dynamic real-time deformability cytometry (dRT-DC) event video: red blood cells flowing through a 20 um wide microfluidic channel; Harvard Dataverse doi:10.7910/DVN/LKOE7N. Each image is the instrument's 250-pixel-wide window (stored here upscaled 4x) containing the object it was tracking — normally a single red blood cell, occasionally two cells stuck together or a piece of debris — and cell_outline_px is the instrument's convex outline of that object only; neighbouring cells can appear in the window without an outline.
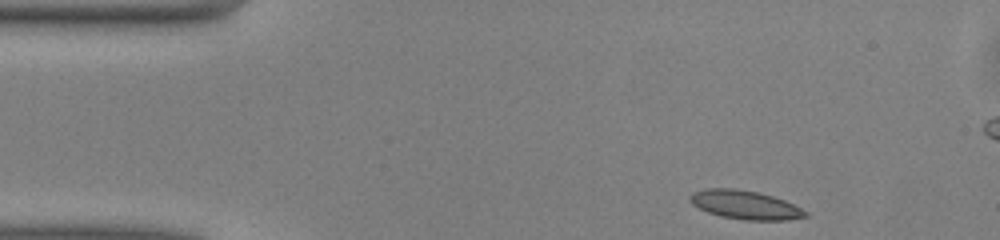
{"species": "common noctule bat (a hibernating species)", "species_latin": "Nyctalus noctula", "temperature_condition": "warm", "stored_images_in_passage": 45, "camera_frame_rate_fps": 3000, "um_per_image_px": 0.085, "animal": {"sex": "male", "body_mass_g": 13.0, "forearm_length_mm": 53.1}, "frame": {"image": 1, "passage_image": 1, "time_ms": 0.0, "image_size_px": [1000, 240], "cell_outline_px": [[808, 216], [788, 220], [744, 220], [720, 216], [708, 212], [692, 204], [688, 200], [688, 196], [692, 192], [704, 188], [736, 188], [756, 192], [772, 196], [784, 200], [808, 212]], "centroid_in_image_um": [63.29, 17.41], "position_along_channel_um": 21.7, "area_um2": 19.36}}
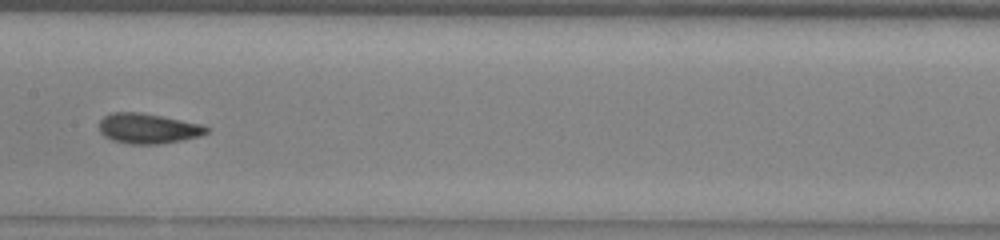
{"frame": {"image": 2, "passage_image": 19, "time_ms": 6.0, "image_size_px": [1000, 240], "cell_outline_px": [[208, 132], [200, 136], [160, 144], [128, 144], [112, 140], [104, 136], [100, 132], [100, 120], [104, 116], [112, 112], [140, 112], [204, 124], [208, 128]], "centroid_in_image_um": [12.58, 10.92], "position_along_channel_um": 194.8, "area_um2": 18.9}}
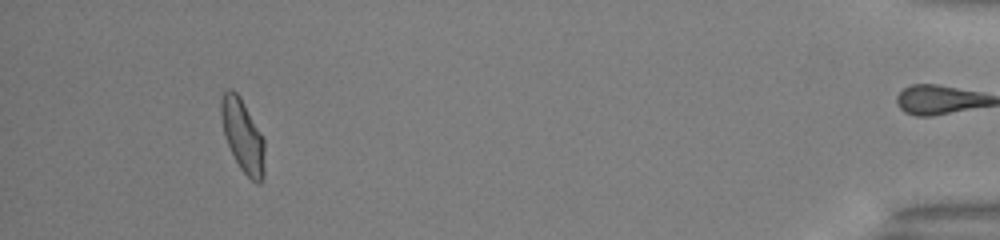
{"frame": {"image": 3, "passage_image": 41, "time_ms": 13.333, "image_size_px": [1000, 240], "cell_outline_px": [[264, 180], [260, 184], [256, 184], [240, 168], [224, 136], [220, 116], [220, 100], [224, 92], [228, 88], [232, 88], [240, 96], [260, 132], [264, 140]], "centroid_in_image_um": [20.62, 11.53], "position_along_channel_um": 414.6, "area_um2": 18.5}, "authors_computed_cell_mechanics": {"area_um2": 18.3804, "velocity_mm_per_s": 4.0545, "shape_relaxation_time_tau1_ms": 4.442, "shape_relaxation_time_tau2_ms": 1.8978, "deformation_change_tau1": 0.1333, "deformation_change_tau2": 0.0742}}